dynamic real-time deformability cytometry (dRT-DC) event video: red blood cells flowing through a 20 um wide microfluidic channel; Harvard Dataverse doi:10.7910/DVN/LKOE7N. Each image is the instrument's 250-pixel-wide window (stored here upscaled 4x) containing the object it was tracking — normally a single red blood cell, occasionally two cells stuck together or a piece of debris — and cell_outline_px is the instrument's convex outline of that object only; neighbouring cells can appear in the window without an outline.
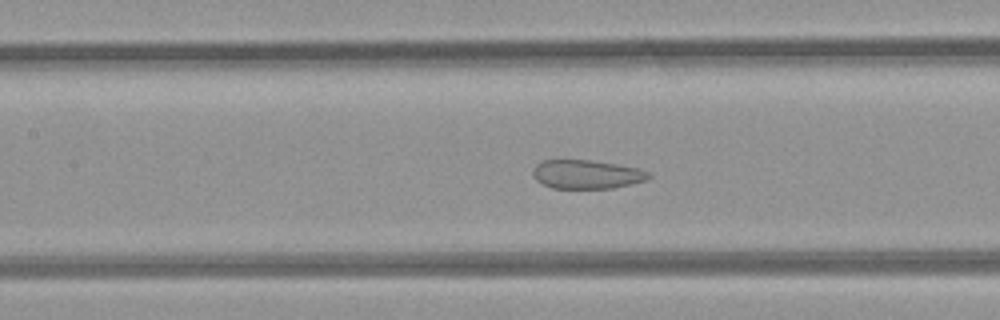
{"species": "common noctule bat (a hibernating species)", "species_latin": "Nyctalus noctula", "temperature_condition": "room temperature", "stored_images_in_passage": 47, "camera_frame_rate_fps": 3000, "um_per_image_px": 0.085, "animal": {"sex": "female", "body_mass_g": 21.9}, "frame": {"image": 1, "passage_image": 19, "time_ms": 6.0, "image_size_px": [1000, 320], "cell_outline_px": [[652, 176], [648, 180], [632, 184], [612, 188], [552, 188], [536, 180], [532, 176], [532, 168], [536, 164], [544, 160], [592, 160], [640, 168], [652, 172]], "centroid_in_image_um": [49.91, 14.81], "position_along_channel_um": 157.5, "area_um2": 19.71}}
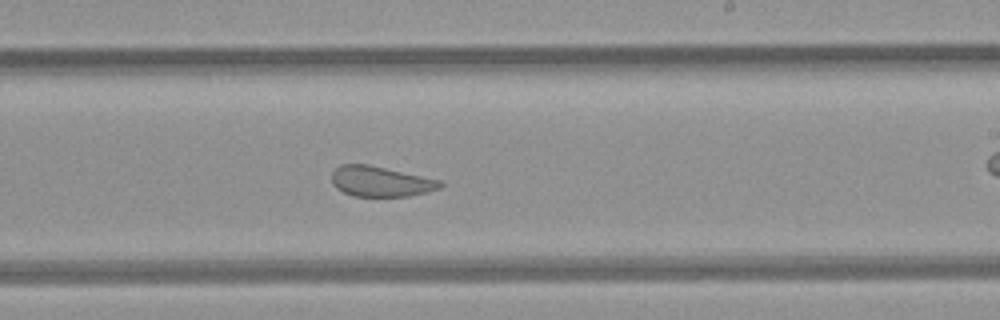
{"frame": {"image": 2, "passage_image": 26, "time_ms": 8.333, "image_size_px": [1000, 320], "cell_outline_px": [[444, 184], [440, 188], [428, 192], [408, 196], [352, 196], [336, 188], [332, 184], [332, 172], [340, 164], [368, 164], [444, 180]], "centroid_in_image_um": [32.39, 15.42], "position_along_channel_um": 256.6, "area_um2": 19.42}}
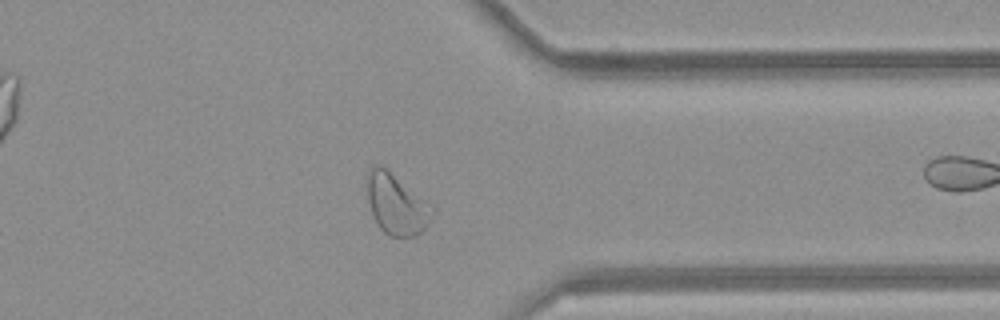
{"frame": {"image": 3, "passage_image": 35, "time_ms": 11.333, "image_size_px": [1000, 320], "cell_outline_px": [[436, 208], [428, 224], [416, 236], [388, 236], [380, 228], [372, 212], [368, 200], [368, 172], [376, 164], [384, 164]], "centroid_in_image_um": [33.73, 17.32], "position_along_channel_um": 377.7, "area_um2": 23.18}, "authors_computed_cell_mechanics": {"area_um2": 24.7962, "velocity_mm_per_s": 4.2651, "shape_relaxation_time_tau1_ms": null, "shape_relaxation_time_tau2_ms": 1.1446, "deformation_change_tau1": null, "deformation_change_tau2": 0.0909}}